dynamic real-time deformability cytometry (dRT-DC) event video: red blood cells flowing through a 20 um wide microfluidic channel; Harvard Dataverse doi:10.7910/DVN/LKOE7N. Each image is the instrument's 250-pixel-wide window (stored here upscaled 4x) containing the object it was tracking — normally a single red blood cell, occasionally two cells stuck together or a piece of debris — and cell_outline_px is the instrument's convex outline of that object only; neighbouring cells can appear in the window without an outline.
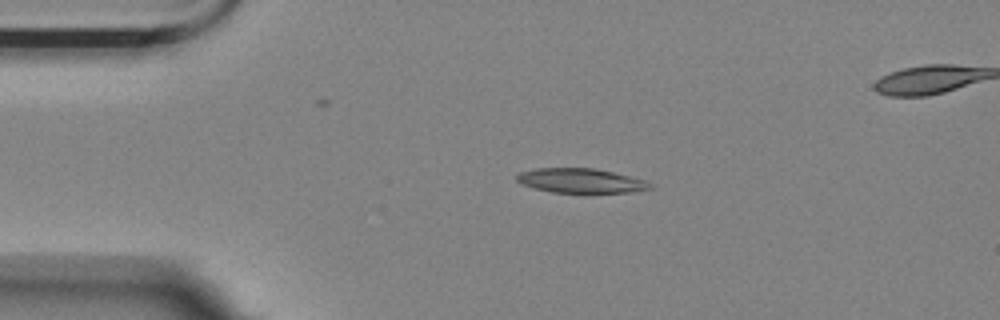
{"species": "Egyptian fruit bat (a non-hibernating species)", "species_latin": "Rousettus aegyptiacus", "temperature_condition": "room temperature", "stored_images_in_passage": 5, "camera_frame_rate_fps": 3000, "um_per_image_px": 0.085, "animal": {"sex": "female"}, "frame": {"image": 1, "passage_image": 3, "time_ms": 0.667, "image_size_px": [1000, 320], "cell_outline_px": [[652, 188], [632, 192], [588, 196], [552, 192], [520, 184], [516, 180], [516, 176], [520, 172], [536, 168], [596, 168], [644, 180], [652, 184]], "centroid_in_image_um": [49.38, 15.41], "position_along_channel_um": 35.6, "area_um2": 19.94}}